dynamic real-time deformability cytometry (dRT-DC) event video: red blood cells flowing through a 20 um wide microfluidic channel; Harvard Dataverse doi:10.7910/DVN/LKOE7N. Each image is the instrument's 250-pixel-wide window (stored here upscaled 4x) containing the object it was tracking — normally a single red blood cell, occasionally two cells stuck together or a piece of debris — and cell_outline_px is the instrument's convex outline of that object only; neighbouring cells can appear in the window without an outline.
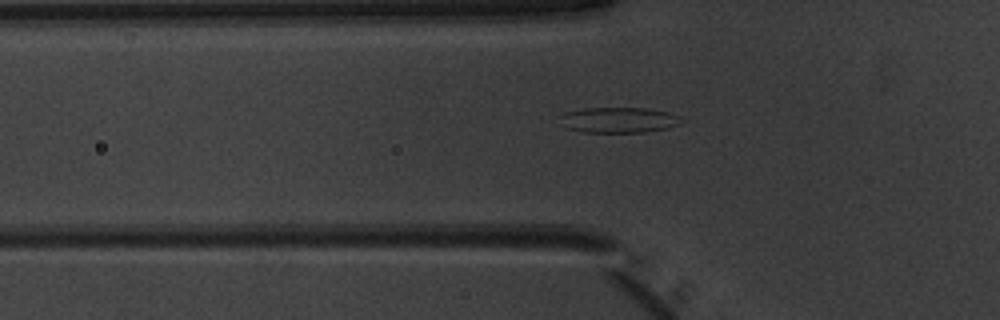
{"species": "common noctule bat (a hibernating species)", "species_latin": "Nyctalus noctula", "temperature_condition": "warm", "stored_images_in_passage": 43, "camera_frame_rate_fps": 3000, "um_per_image_px": 0.085, "animal": {"sex": "male", "body_mass_g": 20.1, "forearm_length_mm": 53.5}, "frame": {"image": 1, "passage_image": 10, "time_ms": 3.0, "image_size_px": [1000, 320], "cell_outline_px": [[688, 120], [680, 124], [668, 128], [644, 132], [584, 132], [564, 128], [556, 116], [564, 112], [584, 108], [644, 108], [668, 112], [680, 116]], "centroid_in_image_um": [52.57, 10.2], "position_along_channel_um": 73.2, "area_um2": 18.5}}
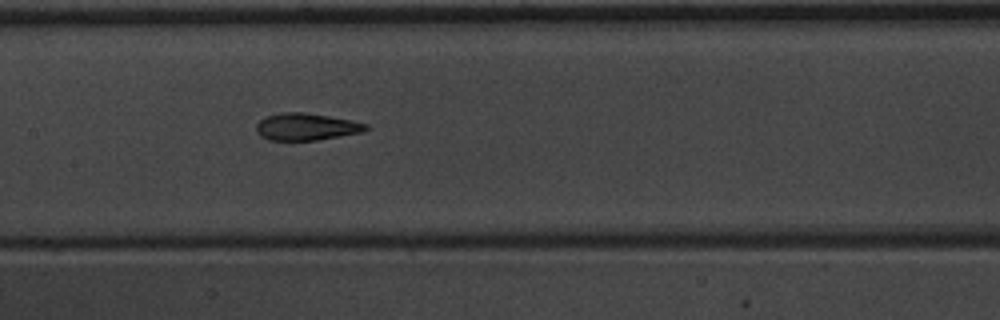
{"frame": {"image": 2, "passage_image": 18, "time_ms": 5.667, "image_size_px": [1000, 320], "cell_outline_px": [[368, 128], [360, 132], [340, 136], [316, 140], [268, 140], [260, 136], [256, 132], [256, 124], [260, 120], [268, 116], [280, 112], [304, 112], [352, 120], [368, 124]], "centroid_in_image_um": [26.0, 10.77], "position_along_channel_um": 181.4, "area_um2": 17.22}}
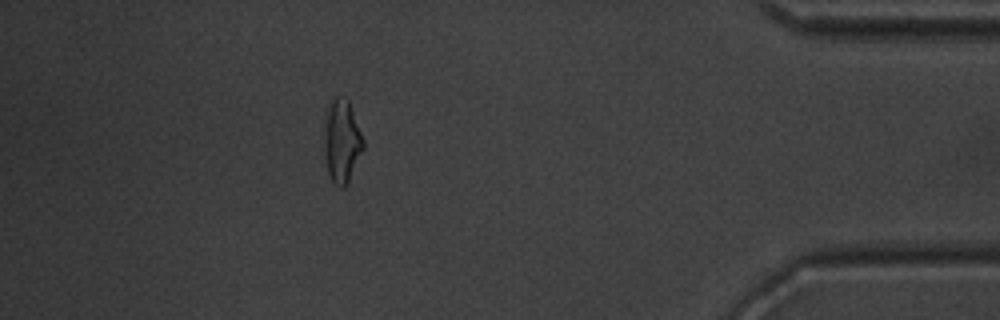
{"frame": {"image": 3, "passage_image": 38, "time_ms": 12.333, "image_size_px": [1000, 320], "cell_outline_px": [[364, 148], [344, 188], [340, 188], [332, 180], [328, 172], [324, 152], [324, 132], [328, 108], [332, 100], [336, 96], [348, 100], [364, 140]], "centroid_in_image_um": [29.05, 12.01], "position_along_channel_um": 406.1, "area_um2": 18.44}, "authors_computed_cell_mechanics": {"area_um2": 17.918, "velocity_mm_per_s": 4.0158, "shape_relaxation_time_tau1_ms": 5.1476, "shape_relaxation_time_tau2_ms": 1.9531, "deformation_change_tau1": 0.1758, "deformation_change_tau2": 0.0911}}